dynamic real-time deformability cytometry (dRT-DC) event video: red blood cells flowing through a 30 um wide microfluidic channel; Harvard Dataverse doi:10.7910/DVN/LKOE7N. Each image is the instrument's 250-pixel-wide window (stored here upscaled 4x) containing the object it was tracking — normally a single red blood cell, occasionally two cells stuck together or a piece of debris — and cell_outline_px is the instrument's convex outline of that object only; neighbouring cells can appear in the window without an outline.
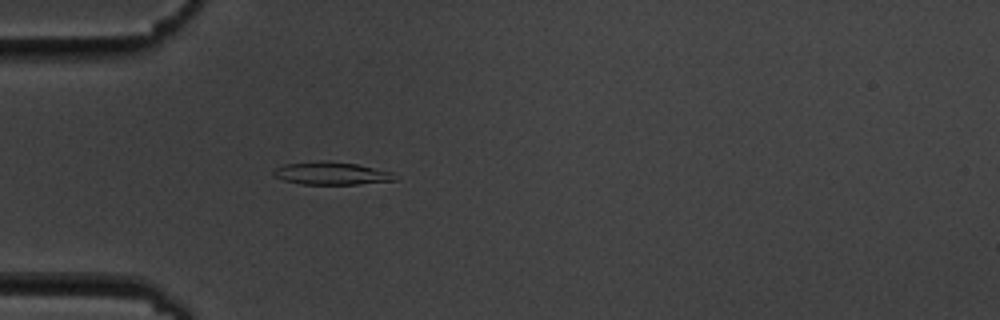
{"species": "common noctule bat (a hibernating species)", "species_latin": "Nyctalus noctula", "temperature_condition": "cold", "stored_images_in_passage": 55, "camera_frame_rate_fps": 3000, "um_per_image_px": 0.085, "animal": {"sex": "male", "body_mass_g": 19.5, "forearm_length_mm": 54.6}, "frame": {"image": 1, "passage_image": 16, "time_ms": 5.0, "image_size_px": [1000, 320], "cell_outline_px": [[400, 176], [396, 180], [356, 184], [300, 184], [284, 180], [272, 176], [272, 172], [276, 168], [284, 164], [320, 160], [328, 160], [356, 164], [392, 172]], "centroid_in_image_um": [28.16, 14.73], "position_along_channel_um": 56.8, "area_um2": 16.24}}
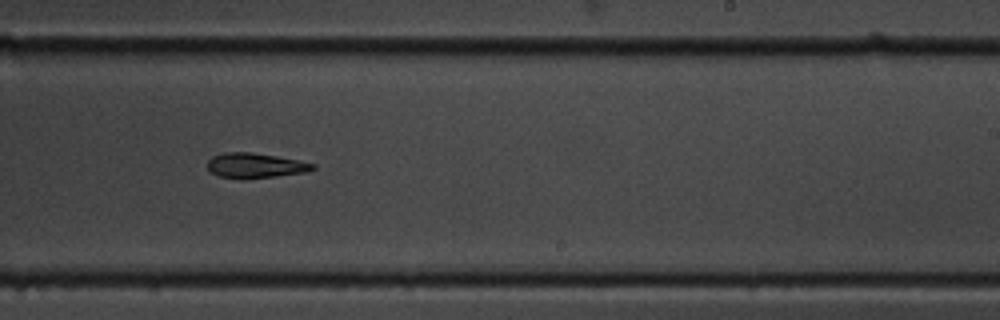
{"frame": {"image": 2, "passage_image": 34, "time_ms": 11.0, "image_size_px": [1000, 320], "cell_outline_px": [[316, 168], [308, 172], [244, 180], [240, 180], [220, 176], [212, 172], [208, 168], [208, 160], [212, 156], [224, 152], [252, 152], [300, 160], [316, 164]], "centroid_in_image_um": [21.72, 14.08], "position_along_channel_um": 267.3, "area_um2": 15.61}}
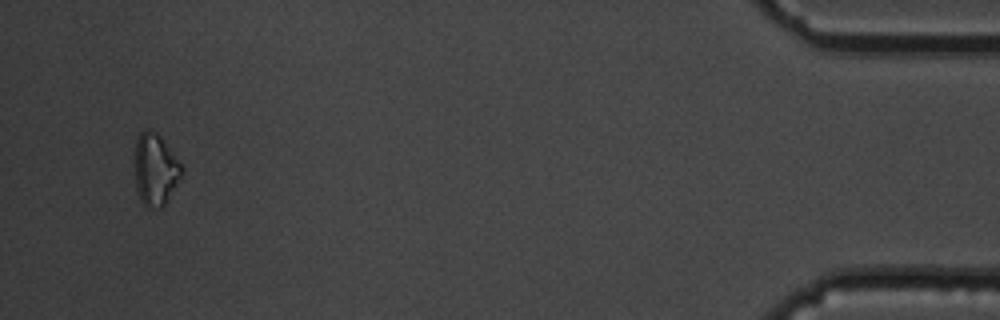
{"frame": {"image": 3, "passage_image": 53, "time_ms": 17.333, "image_size_px": [1000, 320], "cell_outline_px": [[184, 172], [164, 204], [160, 208], [148, 208], [140, 200], [136, 188], [136, 136], [144, 128], [148, 128], [156, 132], [160, 136], [184, 168]], "centroid_in_image_um": [13.21, 14.38], "position_along_channel_um": 422.0, "area_um2": 19.48}, "authors_computed_cell_mechanics": {"area_um2": 16.2418, "velocity_mm_per_s": 3.6162, "shape_relaxation_time_tau1_ms": 3.0443, "shape_relaxation_time_tau2_ms": null, "deformation_change_tau1": 0.1219, "deformation_change_tau2": null}}